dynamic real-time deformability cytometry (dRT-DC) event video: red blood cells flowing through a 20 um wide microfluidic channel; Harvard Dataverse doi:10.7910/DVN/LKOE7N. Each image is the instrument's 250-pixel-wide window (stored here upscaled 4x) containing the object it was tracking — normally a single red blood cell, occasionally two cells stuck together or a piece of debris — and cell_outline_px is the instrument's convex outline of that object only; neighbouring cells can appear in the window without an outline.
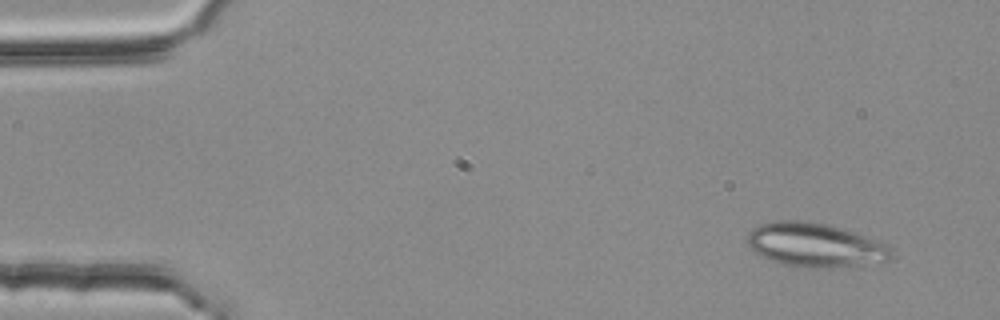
{"species": "common noctule bat (a hibernating species)", "species_latin": "Nyctalus noctula", "temperature_condition": "room temperature", "stored_images_in_passage": 2, "camera_frame_rate_fps": 3000, "um_per_image_px": 0.085, "animal": {"sex": "female", "body_mass_g": 25.1}, "frame": {"image": 1, "passage_image": 1, "time_ms": 0.0, "image_size_px": [1000, 320], "cell_outline_px": [[892, 256], [888, 260], [832, 268], [816, 268], [780, 264], [768, 260], [760, 256], [748, 244], [748, 232], [752, 228], [760, 224], [776, 220], [800, 220], [824, 224], [884, 240], [892, 248]], "centroid_in_image_um": [69.3, 20.82], "position_along_channel_um": 15.7, "area_um2": 37.05}}